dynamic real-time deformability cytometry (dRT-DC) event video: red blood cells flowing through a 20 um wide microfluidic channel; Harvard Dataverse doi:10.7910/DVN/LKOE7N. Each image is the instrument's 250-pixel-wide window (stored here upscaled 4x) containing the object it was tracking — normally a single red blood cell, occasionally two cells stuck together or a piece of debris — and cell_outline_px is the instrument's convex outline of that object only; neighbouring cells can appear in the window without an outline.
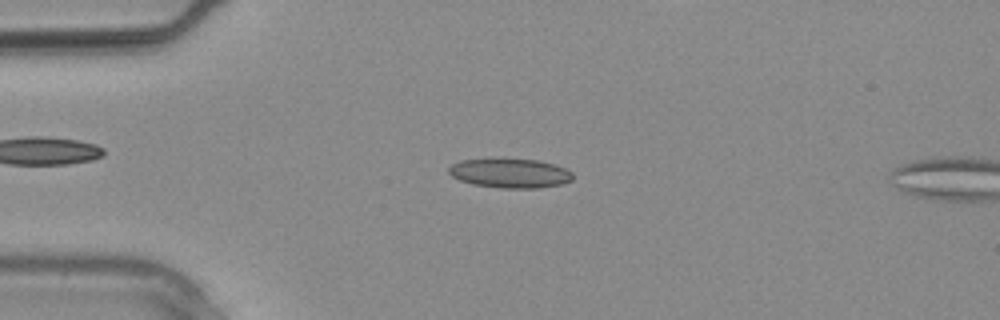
{"species": "common noctule bat (a hibernating species)", "species_latin": "Nyctalus noctula", "temperature_condition": "warm", "stored_images_in_passage": 4, "camera_frame_rate_fps": 3000, "um_per_image_px": 0.085, "animal": {"sex": "male", "body_mass_g": 20.4}, "frame": {"image": 1, "passage_image": 3, "time_ms": 0.667, "image_size_px": [1000, 320], "cell_outline_px": [[572, 180], [560, 184], [536, 188], [500, 188], [472, 184], [460, 180], [452, 176], [448, 172], [448, 168], [452, 164], [460, 160], [492, 156], [540, 160], [564, 168], [572, 172]], "centroid_in_image_um": [43.28, 14.67], "position_along_channel_um": 41.7, "area_um2": 21.91}}